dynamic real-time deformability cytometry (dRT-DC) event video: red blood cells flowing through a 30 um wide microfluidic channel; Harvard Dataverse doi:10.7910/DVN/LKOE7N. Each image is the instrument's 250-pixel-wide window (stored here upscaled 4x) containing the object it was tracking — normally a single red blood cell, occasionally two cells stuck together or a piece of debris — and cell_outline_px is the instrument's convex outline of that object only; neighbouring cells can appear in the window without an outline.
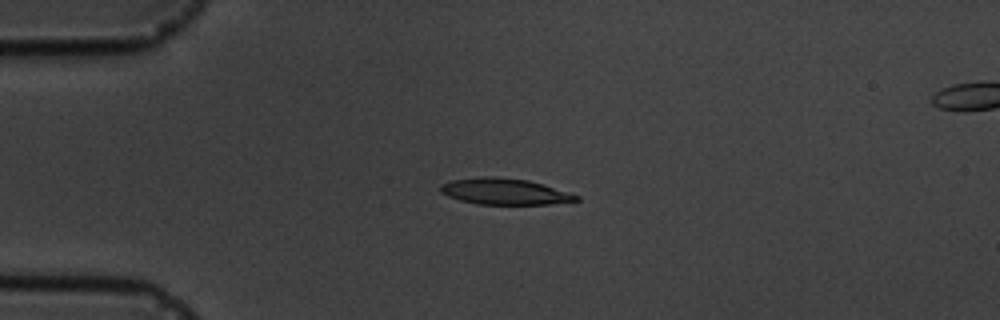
{"species": "common noctule bat (a hibernating species)", "species_latin": "Nyctalus noctula", "temperature_condition": "cold", "stored_images_in_passage": 6, "segment_of_instrument_passage": [1, 2], "camera_frame_rate_fps": 3000, "um_per_image_px": 0.085, "animal": {"sex": "male", "body_mass_g": 19.5, "forearm_length_mm": 54.6}, "frame": {"image": 1, "passage_image": 4, "time_ms": 4.333, "image_size_px": [1000, 320], "cell_outline_px": [[580, 200], [572, 204], [476, 204], [460, 200], [448, 196], [440, 192], [440, 184], [452, 180], [480, 176], [496, 176], [528, 180], [544, 184], [580, 196]], "centroid_in_image_um": [42.96, 16.28], "position_along_channel_um": 42.0, "area_um2": 21.15}}